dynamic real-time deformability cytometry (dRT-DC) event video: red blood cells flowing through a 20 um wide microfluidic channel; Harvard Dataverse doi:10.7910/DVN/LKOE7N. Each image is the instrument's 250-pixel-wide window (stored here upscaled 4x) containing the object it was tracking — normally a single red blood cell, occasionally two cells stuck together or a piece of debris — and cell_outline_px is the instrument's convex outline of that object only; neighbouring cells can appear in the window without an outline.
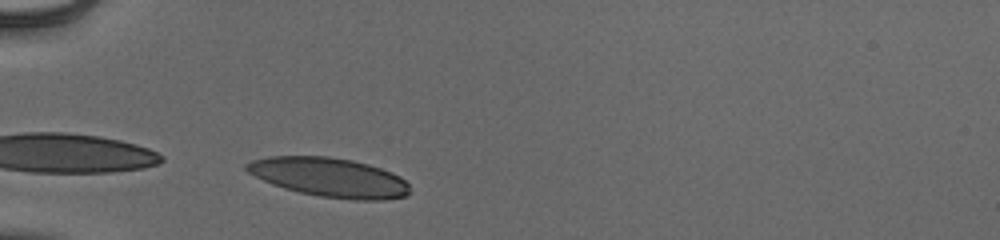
{"species": "human", "species_latin": "Homo sapiens", "temperature_condition": "cold", "stored_images_in_passage": 29, "camera_frame_rate_fps": 3000, "um_per_image_px": 0.085, "donor": {"sex": "male"}, "frame": {"image": 1, "passage_image": 1, "time_ms": 0.0, "image_size_px": [1000, 240], "cell_outline_px": [[412, 192], [408, 196], [384, 200], [352, 200], [320, 196], [300, 192], [284, 188], [272, 184], [248, 172], [244, 168], [244, 164], [252, 160], [268, 156], [328, 156], [352, 160], [368, 164], [392, 172], [400, 176], [408, 184]], "centroid_in_image_um": [28.03, 15.08], "position_along_channel_um": 57.0, "area_um2": 37.45}}
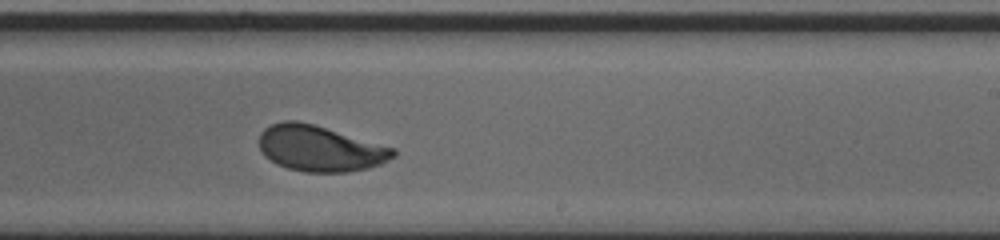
{"frame": {"image": 2, "passage_image": 18, "time_ms": 5.667, "image_size_px": [1000, 240], "cell_outline_px": [[396, 156], [380, 164], [368, 168], [348, 172], [304, 172], [288, 168], [276, 164], [264, 156], [260, 148], [260, 132], [264, 128], [272, 124], [284, 120], [296, 120], [312, 124], [396, 148]], "centroid_in_image_um": [27.2, 12.62], "position_along_channel_um": 261.8, "area_um2": 35.78}}
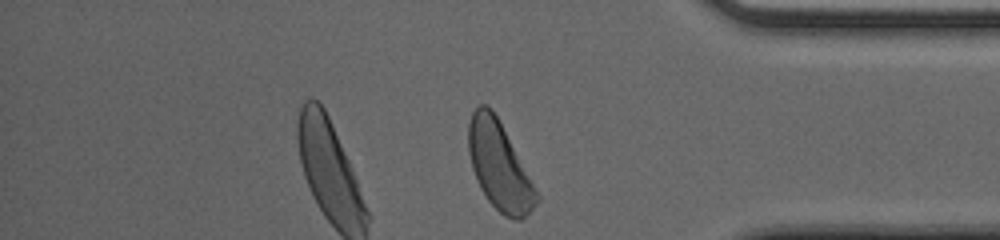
{"frame": {"image": 3, "passage_image": 29, "time_ms": 9.333, "image_size_px": [1000, 240], "cell_outline_px": [[540, 200], [520, 220], [516, 220], [504, 216], [488, 200], [480, 188], [476, 180], [472, 168], [468, 152], [468, 124], [472, 112], [480, 104], [488, 104], [492, 108], [540, 196]], "centroid_in_image_um": [42.41, 14.1], "position_along_channel_um": 392.8, "area_um2": 34.39}, "authors_computed_cell_mechanics": {"area_um2": 36.1828, "velocity_mm_per_s": 3.9122, "shape_relaxation_time_tau1_ms": 2.366, "shape_relaxation_time_tau2_ms": 0.7637, "deformation_change_tau1": 0.142, "deformation_change_tau2": 0.0598}}